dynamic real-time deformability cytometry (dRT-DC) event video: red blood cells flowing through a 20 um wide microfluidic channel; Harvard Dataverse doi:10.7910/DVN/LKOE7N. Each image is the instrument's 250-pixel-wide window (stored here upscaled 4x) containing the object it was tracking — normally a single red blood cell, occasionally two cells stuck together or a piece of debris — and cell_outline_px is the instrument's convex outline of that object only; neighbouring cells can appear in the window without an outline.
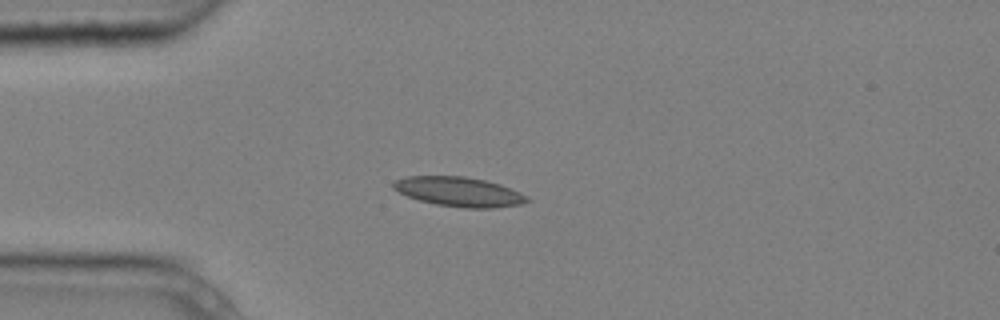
{"species": "common noctule bat (a hibernating species)", "species_latin": "Nyctalus noctula", "temperature_condition": "cold", "stored_images_in_passage": 4, "camera_frame_rate_fps": 3000, "um_per_image_px": 0.085, "animal": {"sex": "male", "body_mass_g": 20.4}, "frame": {"image": 1, "passage_image": 4, "time_ms": 1.0, "image_size_px": [1000, 320], "cell_outline_px": [[532, 200], [520, 204], [492, 208], [464, 208], [436, 204], [420, 200], [408, 196], [392, 188], [392, 184], [396, 180], [408, 176], [464, 176], [484, 180], [500, 184], [520, 192], [528, 196]], "centroid_in_image_um": [39.04, 16.3], "position_along_channel_um": 46.0, "area_um2": 22.89}}